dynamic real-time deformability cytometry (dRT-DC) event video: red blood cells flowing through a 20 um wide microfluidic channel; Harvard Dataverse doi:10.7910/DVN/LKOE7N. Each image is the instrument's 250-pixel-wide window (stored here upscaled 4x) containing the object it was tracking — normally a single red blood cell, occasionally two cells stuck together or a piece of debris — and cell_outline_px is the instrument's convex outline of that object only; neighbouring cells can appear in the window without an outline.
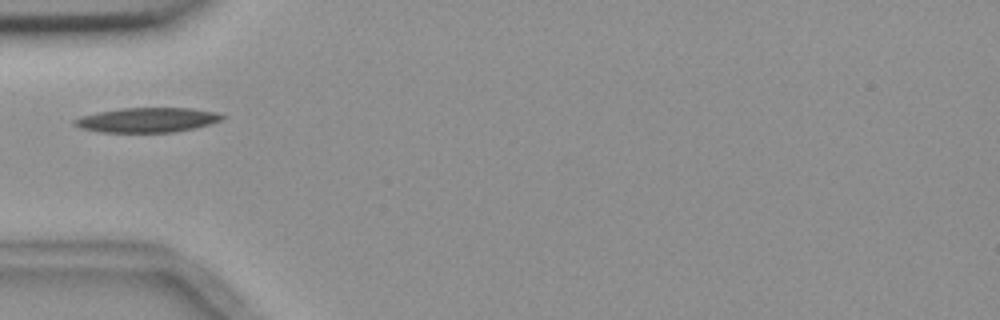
{"species": "common noctule bat (a hibernating species)", "species_latin": "Nyctalus noctula", "temperature_condition": "room temperature", "stored_images_in_passage": 20, "camera_frame_rate_fps": 3000, "um_per_image_px": 0.085, "animal": {"sex": "female", "body_mass_g": 18.4}, "frame": {"image": 1, "passage_image": 1, "time_ms": 0.0, "image_size_px": [1000, 320], "cell_outline_px": [[224, 116], [220, 120], [196, 128], [172, 132], [104, 132], [80, 128], [72, 124], [72, 120], [80, 116], [96, 112], [120, 108], [192, 108], [216, 112]], "centroid_in_image_um": [12.46, 10.19], "position_along_channel_um": 72.5, "area_um2": 21.21}}
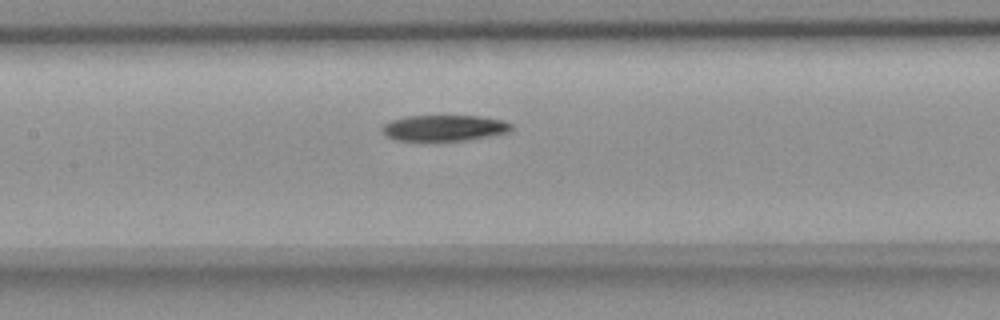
{"frame": {"image": 2, "passage_image": 9, "time_ms": 2.667, "image_size_px": [1000, 320], "cell_outline_px": [[512, 128], [508, 132], [488, 136], [464, 140], [396, 140], [380, 132], [380, 128], [384, 124], [392, 120], [404, 116], [480, 116], [504, 120], [512, 124]], "centroid_in_image_um": [37.74, 10.86], "position_along_channel_um": 169.7, "area_um2": 19.42}}
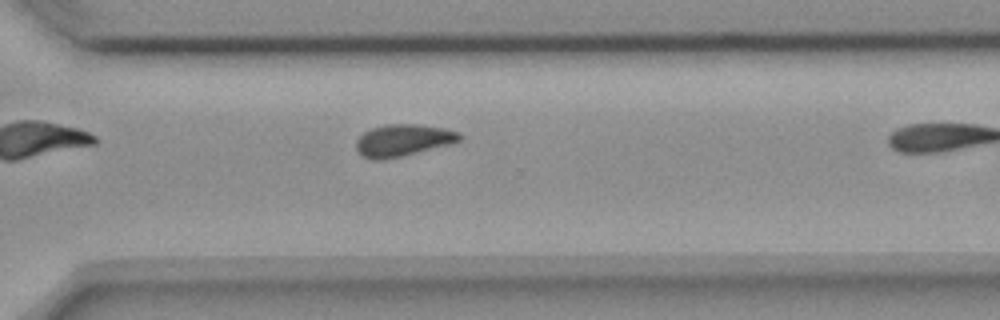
{"frame": {"image": 3, "passage_image": 19, "time_ms": 6.0, "image_size_px": [1000, 320], "cell_outline_px": [[460, 140], [452, 144], [384, 160], [376, 160], [364, 156], [356, 148], [356, 140], [364, 132], [372, 128], [388, 124], [416, 124], [444, 128], [460, 132]], "centroid_in_image_um": [34.27, 11.92], "position_along_channel_um": 336.3, "area_um2": 19.07}}